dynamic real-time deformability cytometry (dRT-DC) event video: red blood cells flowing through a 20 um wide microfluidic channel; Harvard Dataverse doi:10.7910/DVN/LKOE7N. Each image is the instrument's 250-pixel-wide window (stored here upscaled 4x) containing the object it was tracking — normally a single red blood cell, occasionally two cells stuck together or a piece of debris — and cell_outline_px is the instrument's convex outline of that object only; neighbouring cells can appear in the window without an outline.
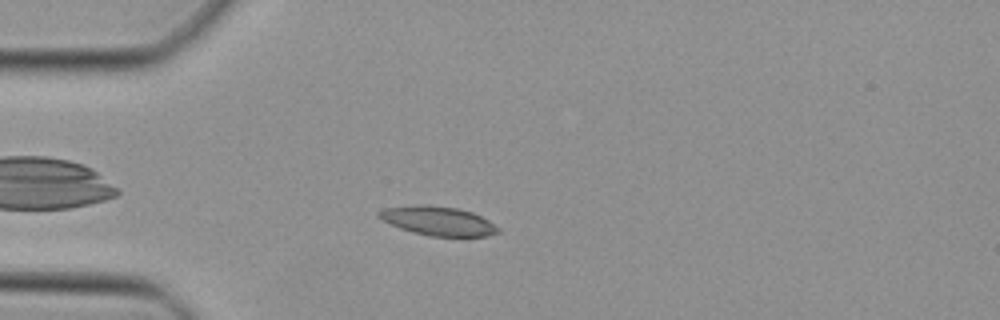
{"species": "Egyptian fruit bat (a non-hibernating species)", "species_latin": "Rousettus aegyptiacus", "temperature_condition": "cold", "stored_images_in_passage": 40, "camera_frame_rate_fps": 3000, "um_per_image_px": 0.085, "animal": {"sex": "female"}, "frame": {"image": 1, "passage_image": 6, "time_ms": 1.667, "image_size_px": [1000, 320], "cell_outline_px": [[500, 232], [488, 236], [428, 236], [412, 232], [400, 228], [376, 216], [376, 212], [384, 208], [416, 204], [424, 204], [456, 208], [472, 212], [488, 220], [500, 228]], "centroid_in_image_um": [37.22, 18.77], "position_along_channel_um": 47.8, "area_um2": 20.23}}
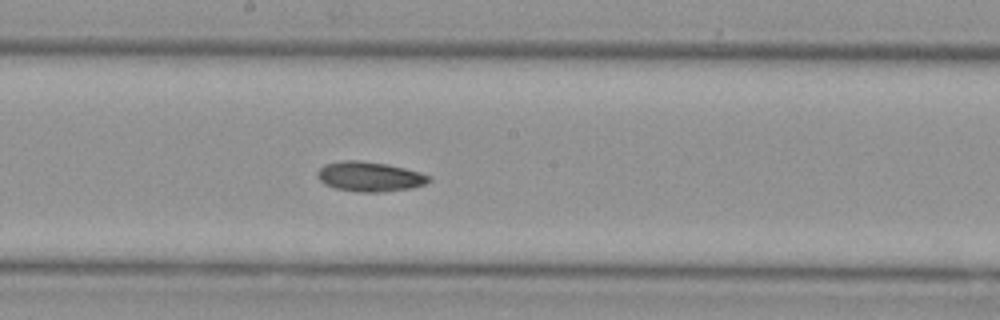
{"frame": {"image": 2, "passage_image": 19, "time_ms": 6.0, "image_size_px": [1000, 320], "cell_outline_px": [[432, 180], [424, 184], [412, 188], [384, 192], [356, 192], [336, 188], [324, 184], [320, 180], [316, 172], [324, 164], [344, 160], [356, 160], [388, 164], [420, 172], [432, 176]], "centroid_in_image_um": [31.44, 15.01], "position_along_channel_um": 216.8, "area_um2": 19.48}}
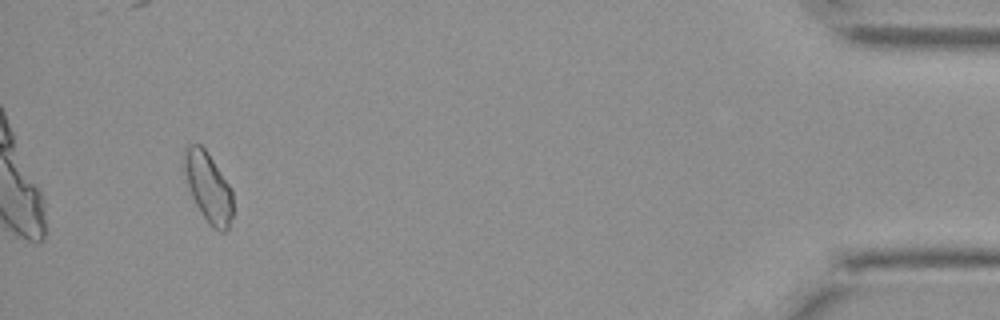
{"frame": {"image": 3, "passage_image": 38, "time_ms": 12.333, "image_size_px": [1000, 320], "cell_outline_px": [[232, 216], [228, 228], [224, 232], [220, 232], [208, 224], [200, 212], [188, 188], [180, 156], [184, 148], [188, 144], [200, 144], [208, 152], [232, 188]], "centroid_in_image_um": [17.66, 15.86], "position_along_channel_um": 417.5, "area_um2": 20.29}}